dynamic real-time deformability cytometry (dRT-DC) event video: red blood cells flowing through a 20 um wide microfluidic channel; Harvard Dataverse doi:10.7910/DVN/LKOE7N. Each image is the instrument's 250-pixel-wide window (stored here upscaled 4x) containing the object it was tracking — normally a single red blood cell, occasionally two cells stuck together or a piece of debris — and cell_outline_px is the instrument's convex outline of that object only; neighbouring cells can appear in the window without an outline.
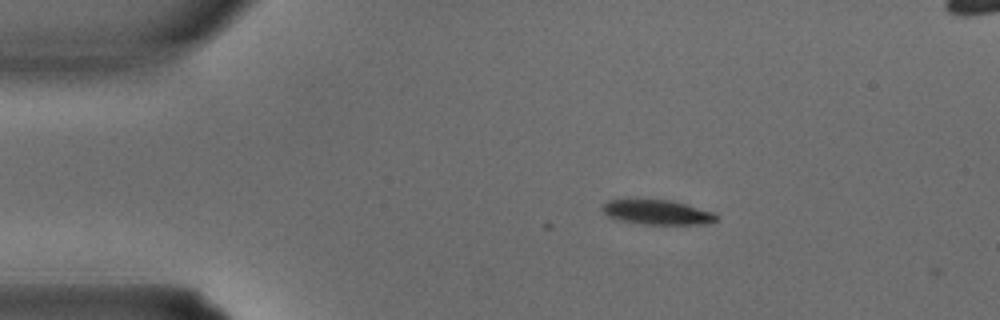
{"species": "common noctule bat (a hibernating species)", "species_latin": "Nyctalus noctula", "temperature_condition": "warm", "stored_images_in_passage": 2, "camera_frame_rate_fps": 3000, "um_per_image_px": 0.085, "animal": {"sex": "male", "body_mass_g": 15.6}, "frame": {"image": 1, "passage_image": 1, "time_ms": 0.0, "image_size_px": [1000, 320], "cell_outline_px": [[716, 220], [708, 224], [644, 224], [620, 220], [608, 216], [600, 208], [608, 200], [672, 200], [712, 212], [716, 216]], "centroid_in_image_um": [55.85, 18.04], "position_along_channel_um": 29.2, "area_um2": 16.07}}